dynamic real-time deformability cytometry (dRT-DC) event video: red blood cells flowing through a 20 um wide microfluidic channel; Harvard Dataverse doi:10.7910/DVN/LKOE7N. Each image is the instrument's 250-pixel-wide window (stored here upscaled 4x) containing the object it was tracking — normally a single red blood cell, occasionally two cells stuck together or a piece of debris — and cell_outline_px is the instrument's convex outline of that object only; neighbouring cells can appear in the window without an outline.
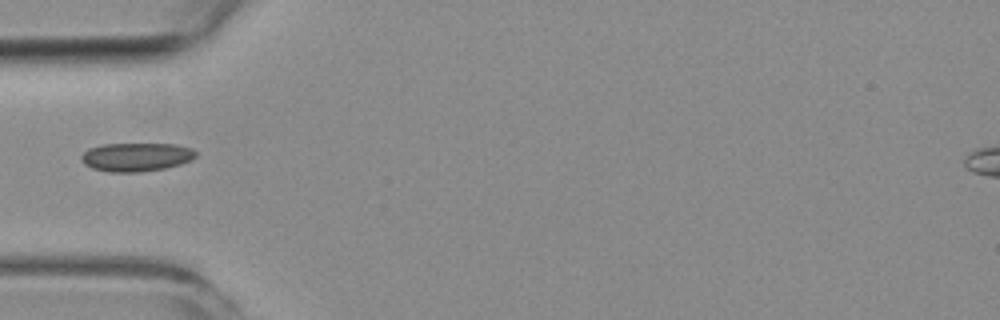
{"species": "common noctule bat (a hibernating species)", "species_latin": "Nyctalus noctula", "temperature_condition": "room temperature", "stored_images_in_passage": 10, "camera_frame_rate_fps": 3000, "um_per_image_px": 0.085, "animal": {"sex": "female", "body_mass_g": 19.3, "forearm_length_mm": 54.1}, "frame": {"image": 1, "passage_image": 3, "time_ms": 4.0, "image_size_px": [1000, 320], "cell_outline_px": [[196, 156], [192, 160], [180, 164], [164, 168], [140, 172], [108, 172], [92, 168], [84, 164], [80, 156], [88, 148], [104, 144], [176, 144], [192, 148], [196, 152]], "centroid_in_image_um": [11.58, 13.34], "position_along_channel_um": 73.4, "area_um2": 19.13}}
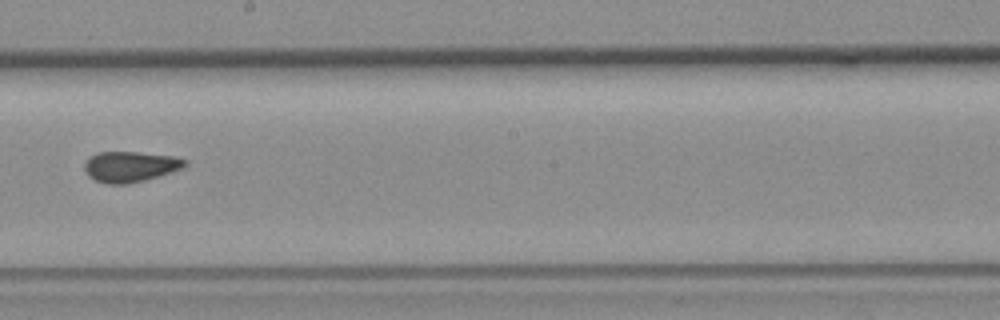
{"frame": {"image": 2, "passage_image": 7, "time_ms": 8.333, "image_size_px": [1000, 320], "cell_outline_px": [[188, 164], [184, 168], [144, 180], [128, 184], [108, 184], [96, 180], [88, 176], [84, 168], [84, 164], [92, 156], [100, 152], [136, 152], [172, 156], [188, 160]], "centroid_in_image_um": [11.1, 14.17], "position_along_channel_um": 237.1, "area_um2": 17.74}}
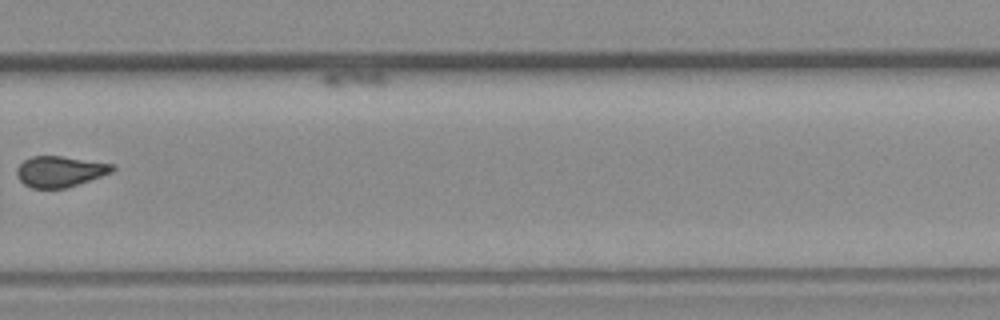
{"frame": {"image": 3, "passage_image": 9, "time_ms": 10.667, "image_size_px": [1000, 320], "cell_outline_px": [[116, 168], [112, 172], [68, 188], [32, 188], [24, 184], [20, 180], [16, 172], [16, 168], [24, 160], [32, 156], [60, 156], [116, 164]], "centroid_in_image_um": [5.11, 14.57], "position_along_channel_um": 324.7, "area_um2": 17.22}}